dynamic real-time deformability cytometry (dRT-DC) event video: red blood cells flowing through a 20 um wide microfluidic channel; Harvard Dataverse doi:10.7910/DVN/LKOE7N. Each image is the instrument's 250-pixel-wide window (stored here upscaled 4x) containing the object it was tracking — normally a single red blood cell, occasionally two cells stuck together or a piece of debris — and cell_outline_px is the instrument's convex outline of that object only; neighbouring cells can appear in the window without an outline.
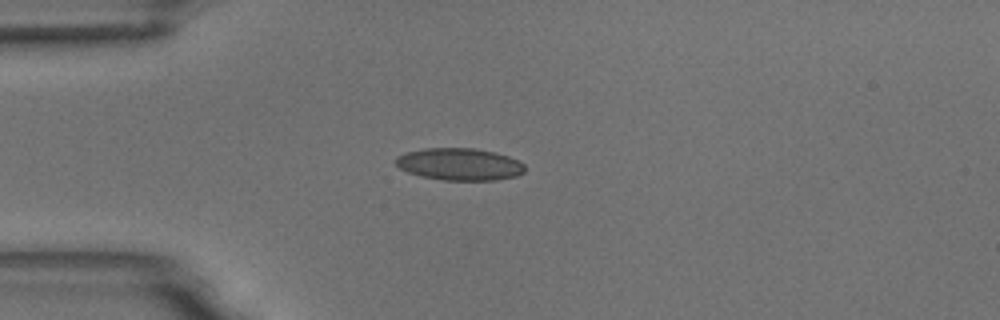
{"species": "common noctule bat (a hibernating species)", "species_latin": "Nyctalus noctula", "temperature_condition": "room temperature", "stored_images_in_passage": 4, "camera_frame_rate_fps": 3000, "um_per_image_px": 0.085, "animal": {"sex": "male", "body_mass_g": 18.8}, "frame": {"image": 1, "passage_image": 1, "time_ms": 0.0, "image_size_px": [1000, 320], "cell_outline_px": [[524, 172], [516, 176], [496, 180], [444, 180], [420, 176], [408, 172], [400, 168], [396, 164], [396, 156], [408, 152], [424, 148], [476, 148], [508, 156], [524, 164]], "centroid_in_image_um": [39.05, 13.96], "position_along_channel_um": 46.0, "area_um2": 24.04}}